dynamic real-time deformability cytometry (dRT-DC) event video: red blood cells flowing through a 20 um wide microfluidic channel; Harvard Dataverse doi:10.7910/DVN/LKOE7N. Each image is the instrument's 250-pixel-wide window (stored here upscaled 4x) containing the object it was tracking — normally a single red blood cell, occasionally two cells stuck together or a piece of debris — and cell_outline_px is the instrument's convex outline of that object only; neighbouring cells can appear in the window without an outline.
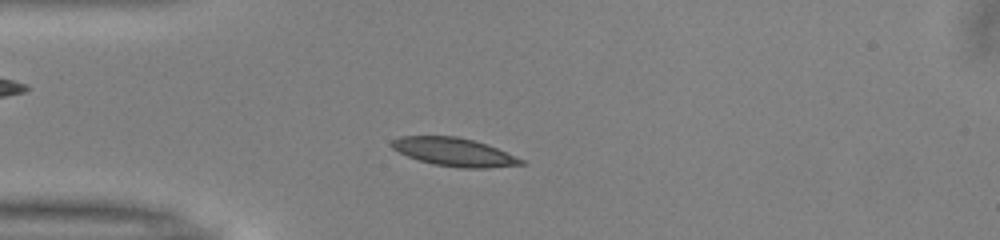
{"species": "common noctule bat (a hibernating species)", "species_latin": "Nyctalus noctula", "temperature_condition": "warm", "stored_images_in_passage": 47, "camera_frame_rate_fps": 3000, "um_per_image_px": 0.085, "animal": {"sex": "male", "body_mass_g": 13.0, "forearm_length_mm": 53.1}, "frame": {"image": 1, "passage_image": 9, "time_ms": 2.667, "image_size_px": [1000, 240], "cell_outline_px": [[528, 164], [488, 168], [460, 168], [432, 164], [408, 156], [392, 148], [388, 144], [392, 140], [400, 136], [456, 136], [472, 140], [496, 148], [524, 160]], "centroid_in_image_um": [38.58, 12.93], "position_along_channel_um": 46.4, "area_um2": 21.21}}
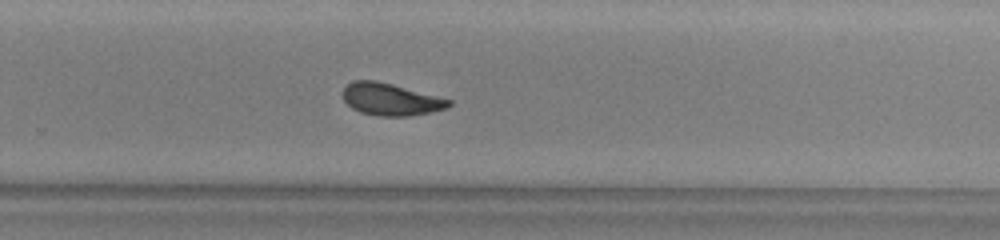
{"frame": {"image": 2, "passage_image": 29, "time_ms": 9.333, "image_size_px": [1000, 240], "cell_outline_px": [[452, 104], [444, 108], [428, 112], [408, 116], [380, 116], [360, 112], [352, 108], [344, 100], [340, 92], [352, 80], [376, 80], [392, 84], [452, 100]], "centroid_in_image_um": [33.15, 8.43], "position_along_channel_um": 296.7, "area_um2": 19.71}}
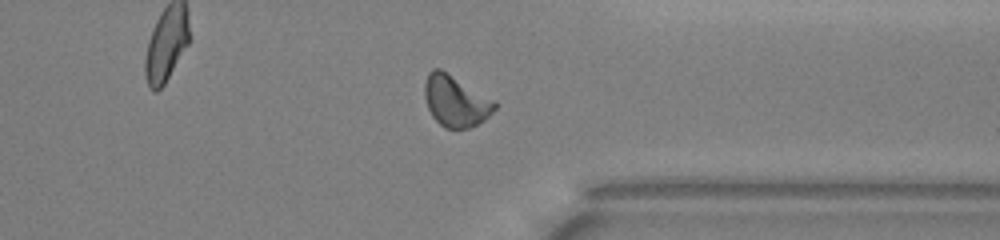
{"frame": {"image": 3, "passage_image": 35, "time_ms": 11.333, "image_size_px": [1000, 240], "cell_outline_px": [[496, 108], [484, 120], [468, 128], [444, 128], [432, 116], [428, 108], [424, 96], [424, 84], [428, 72], [432, 68], [440, 68], [496, 100]], "centroid_in_image_um": [38.72, 8.56], "position_along_channel_um": 372.7, "area_um2": 20.98}, "authors_computed_cell_mechanics": {"area_um2": 20.519, "velocity_mm_per_s": 3.9853, "shape_relaxation_time_tau1_ms": 3.6337, "shape_relaxation_time_tau2_ms": 1.5045, "deformation_change_tau1": 0.1445, "deformation_change_tau2": 0.0793}}